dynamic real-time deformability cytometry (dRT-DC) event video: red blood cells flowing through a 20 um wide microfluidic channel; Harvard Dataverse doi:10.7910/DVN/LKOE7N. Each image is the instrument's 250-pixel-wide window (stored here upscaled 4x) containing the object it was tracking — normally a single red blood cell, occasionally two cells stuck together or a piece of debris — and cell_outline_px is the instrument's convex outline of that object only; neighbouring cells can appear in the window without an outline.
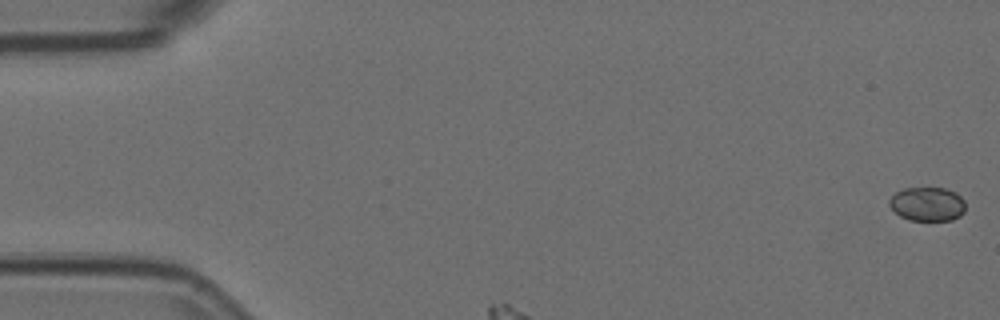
{"species": "Egyptian fruit bat (a non-hibernating species)", "species_latin": "Rousettus aegyptiacus", "temperature_condition": "room temperature", "stored_images_in_passage": 36, "camera_frame_rate_fps": 3000, "um_per_image_px": 0.085, "animal": {"sex": "female"}, "frame": {"image": 1, "passage_image": 1, "time_ms": 0.0, "image_size_px": [1000, 320], "cell_outline_px": [[964, 212], [960, 216], [952, 220], [908, 220], [900, 216], [888, 204], [888, 200], [896, 192], [904, 188], [944, 188], [956, 192], [964, 200]], "centroid_in_image_um": [78.82, 17.34], "position_along_channel_um": 6.2, "area_um2": 15.09}}